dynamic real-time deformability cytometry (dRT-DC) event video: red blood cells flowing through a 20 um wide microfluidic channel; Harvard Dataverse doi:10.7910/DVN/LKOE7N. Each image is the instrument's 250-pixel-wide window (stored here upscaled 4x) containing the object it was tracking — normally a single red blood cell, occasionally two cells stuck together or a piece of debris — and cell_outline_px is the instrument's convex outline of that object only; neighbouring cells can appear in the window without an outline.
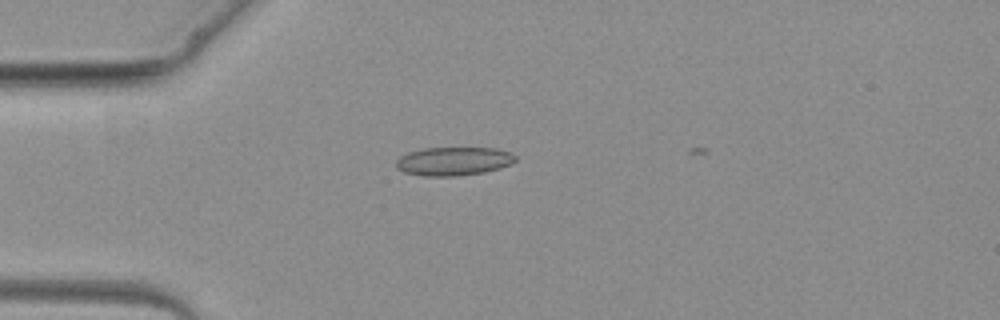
{"species": "common noctule bat (a hibernating species)", "species_latin": "Nyctalus noctula", "temperature_condition": "warm", "stored_images_in_passage": 3, "camera_frame_rate_fps": 3000, "um_per_image_px": 0.085, "animal": {"sex": "female", "body_mass_g": 19.3, "forearm_length_mm": 54.1}, "frame": {"image": 1, "passage_image": 3, "time_ms": 2.667, "image_size_px": [1000, 320], "cell_outline_px": [[516, 160], [512, 164], [500, 168], [484, 172], [456, 176], [424, 176], [404, 172], [396, 168], [396, 160], [400, 156], [408, 152], [424, 148], [496, 148], [512, 152], [516, 156]], "centroid_in_image_um": [38.57, 13.7], "position_along_channel_um": 46.4, "area_um2": 20.0}}